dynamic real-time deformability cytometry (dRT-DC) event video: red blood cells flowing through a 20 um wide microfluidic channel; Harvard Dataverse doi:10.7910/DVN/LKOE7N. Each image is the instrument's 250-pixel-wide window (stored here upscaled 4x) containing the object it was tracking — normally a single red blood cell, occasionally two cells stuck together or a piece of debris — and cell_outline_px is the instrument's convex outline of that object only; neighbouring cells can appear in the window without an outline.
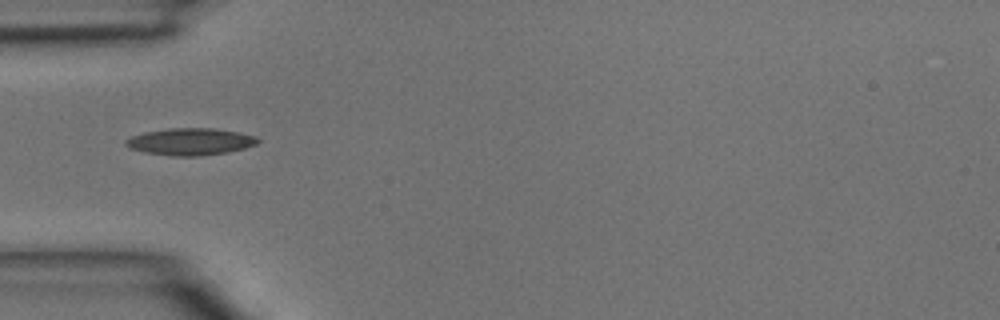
{"species": "common noctule bat (a hibernating species)", "species_latin": "Nyctalus noctula", "temperature_condition": "room temperature", "stored_images_in_passage": 3, "camera_frame_rate_fps": 3000, "um_per_image_px": 0.085, "animal": {"sex": "male", "body_mass_g": 15.6}, "frame": {"image": 1, "passage_image": 2, "time_ms": 0.333, "image_size_px": [1000, 320], "cell_outline_px": [[260, 140], [256, 144], [244, 148], [228, 152], [200, 156], [172, 156], [144, 152], [128, 148], [124, 144], [124, 140], [132, 136], [144, 132], [168, 128], [212, 128], [236, 132], [256, 136]], "centroid_in_image_um": [16.14, 12.04], "position_along_channel_um": 68.9, "area_um2": 20.81}}